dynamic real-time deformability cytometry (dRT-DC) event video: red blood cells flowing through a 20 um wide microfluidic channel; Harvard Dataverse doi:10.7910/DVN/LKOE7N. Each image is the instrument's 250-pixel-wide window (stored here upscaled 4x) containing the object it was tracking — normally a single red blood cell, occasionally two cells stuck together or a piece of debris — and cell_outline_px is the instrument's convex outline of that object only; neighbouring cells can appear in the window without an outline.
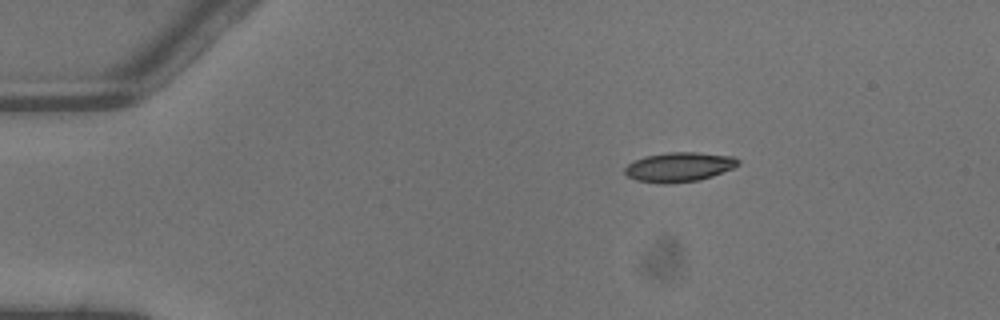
{"species": "common noctule bat (a hibernating species)", "species_latin": "Nyctalus noctula", "temperature_condition": "warm", "stored_images_in_passage": 4, "camera_frame_rate_fps": 3000, "um_per_image_px": 0.085, "animal": {"sex": "male", "body_mass_g": 13.3}, "frame": {"image": 1, "passage_image": 1, "time_ms": 0.0, "image_size_px": [1000, 320], "cell_outline_px": [[740, 164], [732, 168], [712, 176], [700, 180], [668, 184], [664, 184], [636, 180], [628, 176], [624, 172], [624, 168], [628, 164], [644, 156], [668, 152], [696, 152], [732, 156], [740, 160]], "centroid_in_image_um": [57.72, 14.19], "position_along_channel_um": 27.3, "area_um2": 19.48}}
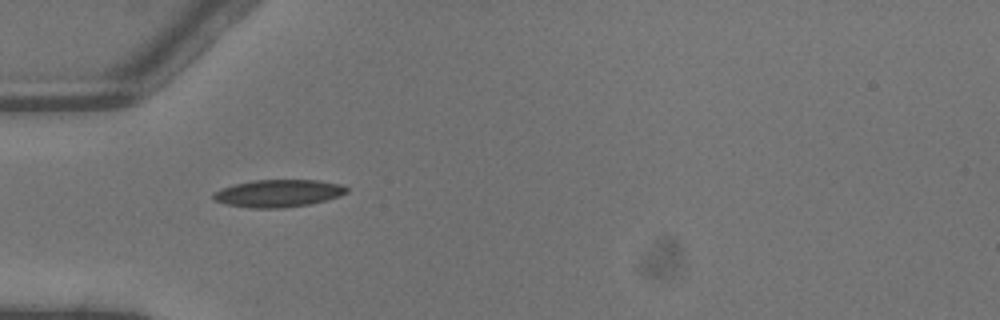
{"frame": {"image": 2, "passage_image": 3, "time_ms": 0.667, "image_size_px": [1000, 320], "cell_outline_px": [[348, 192], [340, 196], [308, 204], [284, 208], [252, 208], [228, 204], [212, 200], [212, 192], [220, 188], [252, 180], [320, 180], [340, 184], [348, 188]], "centroid_in_image_um": [23.63, 16.42], "position_along_channel_um": 61.4, "area_um2": 21.33}}
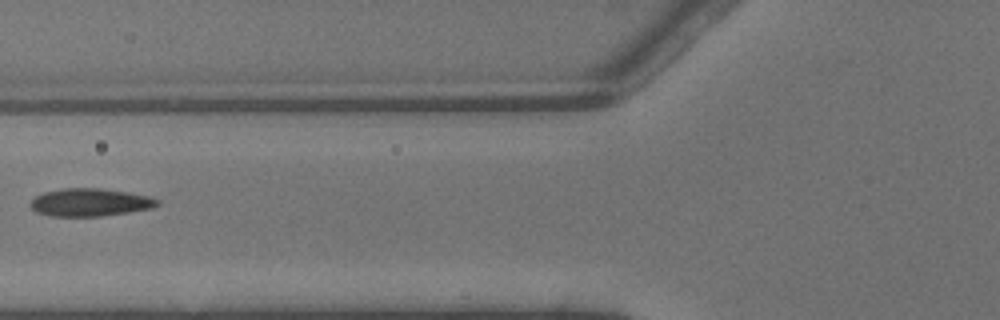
{"frame": {"image": 3, "passage_image": 4, "time_ms": 1.0, "image_size_px": [1000, 320], "cell_outline_px": [[160, 204], [152, 208], [104, 216], [48, 216], [36, 212], [28, 204], [36, 196], [44, 192], [60, 188], [100, 188], [152, 196], [160, 200]], "centroid_in_image_um": [7.66, 17.2], "position_along_channel_um": 118.1, "area_um2": 20.75}}